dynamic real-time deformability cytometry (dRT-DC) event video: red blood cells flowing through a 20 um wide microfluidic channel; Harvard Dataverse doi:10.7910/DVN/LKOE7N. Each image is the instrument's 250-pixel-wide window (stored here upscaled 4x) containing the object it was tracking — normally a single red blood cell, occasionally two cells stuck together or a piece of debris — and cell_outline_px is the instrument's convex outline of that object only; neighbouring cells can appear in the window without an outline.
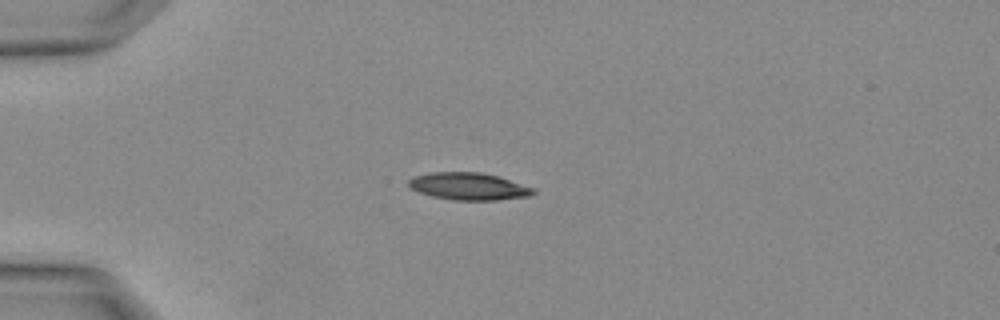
{"species": "Egyptian fruit bat (a non-hibernating species)", "species_latin": "Rousettus aegyptiacus", "temperature_condition": "warm", "stored_images_in_passage": 1, "camera_frame_rate_fps": 3000, "um_per_image_px": 0.085, "animal": {"sex": "female"}, "frame": {"image": 1, "passage_image": 1, "time_ms": 0.0, "image_size_px": [1000, 320], "cell_outline_px": [[536, 192], [528, 196], [496, 200], [452, 200], [432, 196], [420, 192], [412, 188], [408, 184], [408, 180], [412, 176], [432, 172], [480, 172], [496, 176], [536, 188]], "centroid_in_image_um": [39.83, 15.84], "position_along_channel_um": 45.2, "area_um2": 19.71}}